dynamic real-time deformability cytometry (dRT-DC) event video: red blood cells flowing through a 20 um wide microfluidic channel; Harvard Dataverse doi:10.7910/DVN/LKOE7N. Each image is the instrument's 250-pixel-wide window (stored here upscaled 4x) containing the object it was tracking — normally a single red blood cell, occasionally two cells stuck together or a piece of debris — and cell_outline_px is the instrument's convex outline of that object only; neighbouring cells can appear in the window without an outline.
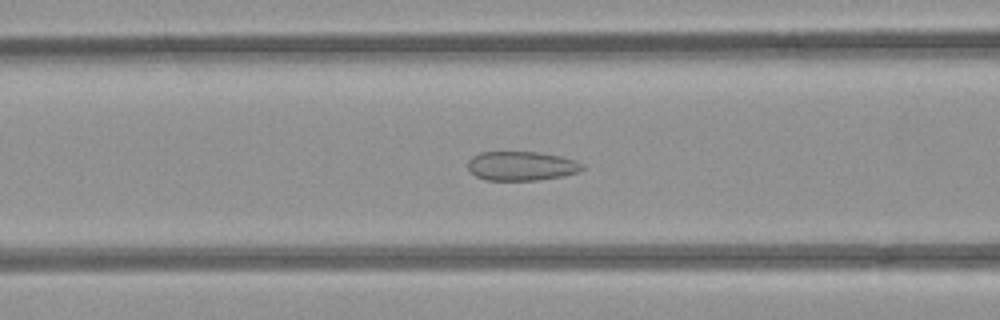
{"species": "common noctule bat (a hibernating species)", "species_latin": "Nyctalus noctula", "temperature_condition": "room temperature", "stored_images_in_passage": 46, "camera_frame_rate_fps": 3000, "um_per_image_px": 0.085, "animal": {"sex": "female", "body_mass_g": 21.9}, "frame": {"image": 1, "passage_image": 13, "time_ms": 4.0, "image_size_px": [1000, 320], "cell_outline_px": [[584, 168], [580, 172], [564, 176], [536, 180], [484, 180], [476, 176], [468, 168], [468, 160], [472, 156], [480, 152], [540, 152], [560, 156], [576, 160], [584, 164]], "centroid_in_image_um": [44.35, 14.1], "position_along_channel_um": 122.2, "area_um2": 19.65}}
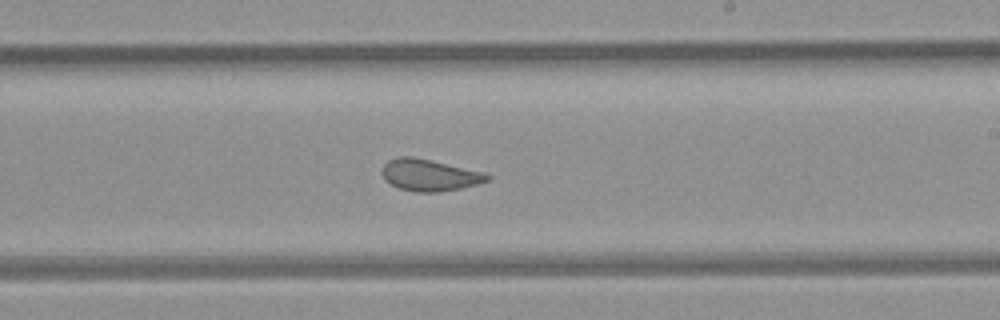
{"frame": {"image": 2, "passage_image": 23, "time_ms": 7.333, "image_size_px": [1000, 320], "cell_outline_px": [[492, 176], [488, 180], [476, 184], [460, 188], [440, 192], [416, 192], [400, 188], [392, 184], [380, 172], [384, 164], [388, 160], [400, 156], [412, 156], [432, 160], [484, 172]], "centroid_in_image_um": [36.51, 14.87], "position_along_channel_um": 252.5, "area_um2": 19.31}}
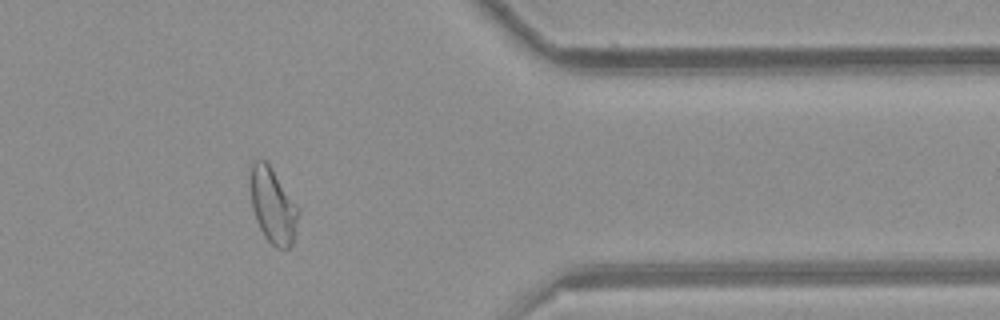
{"frame": {"image": 3, "passage_image": 35, "time_ms": 11.333, "image_size_px": [1000, 320], "cell_outline_px": [[300, 212], [292, 244], [288, 248], [276, 248], [264, 236], [256, 220], [252, 208], [252, 164], [256, 160], [264, 160], [272, 168], [300, 208]], "centroid_in_image_um": [23.24, 17.52], "position_along_channel_um": 388.2, "area_um2": 20.69}, "authors_computed_cell_mechanics": {"area_um2": 20.8369, "velocity_mm_per_s": 3.903, "shape_relaxation_time_tau1_ms": null, "shape_relaxation_time_tau2_ms": 1.3839, "deformation_change_tau1": null, "deformation_change_tau2": 0.0714}}